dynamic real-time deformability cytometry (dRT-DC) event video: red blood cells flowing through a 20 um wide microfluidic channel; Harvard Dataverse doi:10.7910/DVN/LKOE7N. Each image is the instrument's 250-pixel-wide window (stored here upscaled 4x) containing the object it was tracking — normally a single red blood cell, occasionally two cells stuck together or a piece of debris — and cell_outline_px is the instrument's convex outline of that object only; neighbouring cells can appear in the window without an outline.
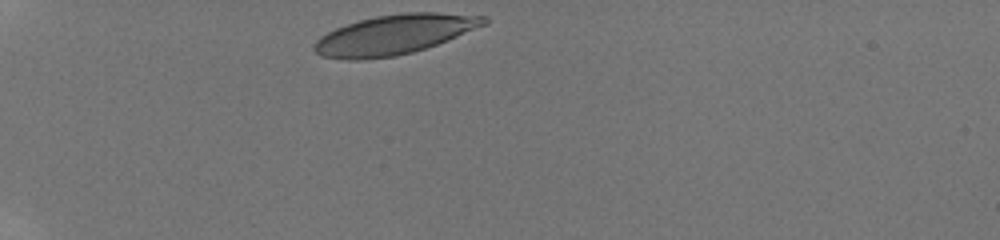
{"species": "human", "species_latin": "Homo sapiens", "temperature_condition": "room temperature", "stored_images_in_passage": 33, "camera_frame_rate_fps": 3000, "um_per_image_px": 0.085, "donor": {"sex": "male"}, "frame": {"image": 1, "passage_image": 1, "time_ms": 0.0, "image_size_px": [1000, 240], "cell_outline_px": [[488, 24], [436, 44], [412, 52], [396, 56], [364, 60], [344, 60], [320, 56], [312, 48], [316, 40], [320, 36], [336, 28], [360, 20], [376, 16], [404, 12], [436, 12], [488, 16]], "centroid_in_image_um": [33.51, 2.94], "position_along_channel_um": 51.5, "area_um2": 39.3}}
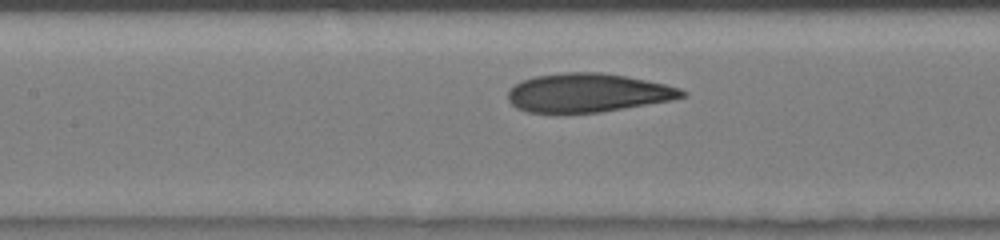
{"frame": {"image": 2, "passage_image": 14, "time_ms": 3.667, "image_size_px": [1000, 240], "cell_outline_px": [[688, 92], [684, 96], [672, 100], [600, 112], [528, 112], [516, 108], [508, 100], [508, 92], [520, 80], [536, 76], [560, 72], [600, 72], [624, 76], [664, 84], [680, 88]], "centroid_in_image_um": [49.95, 7.88], "position_along_channel_um": 157.5, "area_um2": 38.96}}
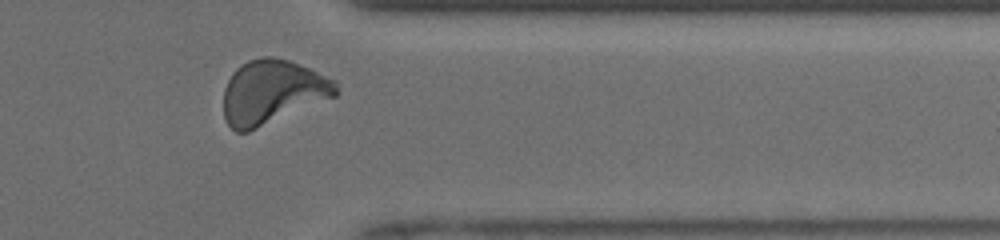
{"frame": {"image": 3, "passage_image": 29, "time_ms": 9.333, "image_size_px": [1000, 240], "cell_outline_px": [[336, 96], [248, 132], [236, 132], [228, 124], [224, 116], [224, 88], [232, 72], [236, 68], [248, 60], [260, 56], [272, 56], [288, 60], [308, 68], [336, 80]], "centroid_in_image_um": [23.12, 7.81], "position_along_channel_um": 388.3, "area_um2": 41.79}, "authors_computed_cell_mechanics": {"area_um2": 39.8242, "velocity_mm_per_s": 4.1032, "shape_relaxation_time_tau1_ms": 3.6177, "shape_relaxation_time_tau2_ms": 1.0242, "deformation_change_tau1": 0.1618, "deformation_change_tau2": 0.0635}}